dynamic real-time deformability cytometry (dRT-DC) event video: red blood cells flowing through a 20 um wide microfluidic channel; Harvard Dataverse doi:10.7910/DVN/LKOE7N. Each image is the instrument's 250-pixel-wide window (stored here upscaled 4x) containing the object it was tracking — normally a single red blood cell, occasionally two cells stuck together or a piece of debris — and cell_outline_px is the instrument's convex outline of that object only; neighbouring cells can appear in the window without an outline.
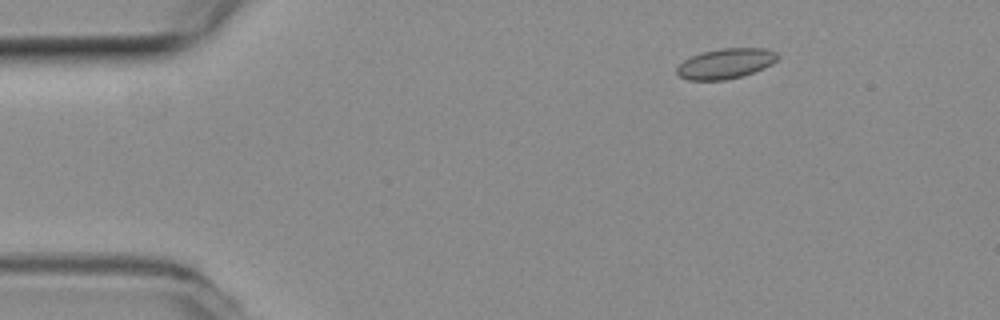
{"species": "common noctule bat (a hibernating species)", "species_latin": "Nyctalus noctula", "temperature_condition": "room temperature", "stored_images_in_passage": 10, "camera_frame_rate_fps": 3000, "um_per_image_px": 0.085, "animal": {"sex": "female", "body_mass_g": 19.3, "forearm_length_mm": 54.1}, "frame": {"image": 1, "passage_image": 2, "time_ms": 0.333, "image_size_px": [1000, 320], "cell_outline_px": [[780, 56], [772, 64], [764, 68], [740, 76], [724, 80], [688, 80], [680, 76], [676, 72], [676, 68], [684, 60], [700, 52], [720, 48], [764, 48], [776, 52]], "centroid_in_image_um": [61.67, 5.39], "position_along_channel_um": 23.3, "area_um2": 17.69}}
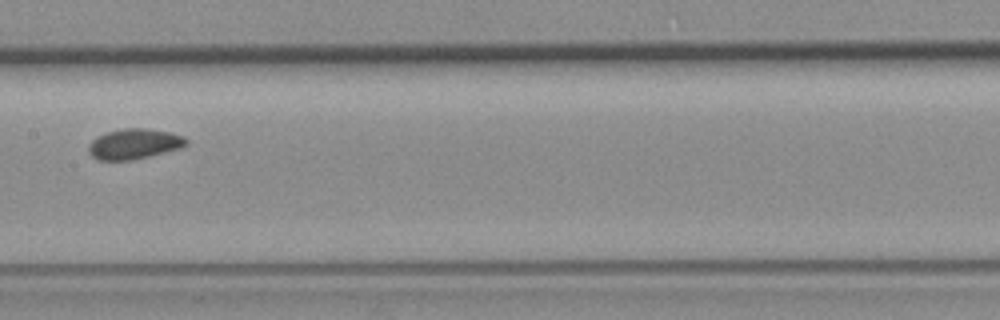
{"frame": {"image": 2, "passage_image": 7, "time_ms": 2.0, "image_size_px": [1000, 320], "cell_outline_px": [[188, 144], [180, 148], [132, 160], [100, 160], [92, 156], [88, 152], [88, 144], [96, 136], [108, 132], [124, 128], [144, 128], [172, 132], [184, 136], [188, 140]], "centroid_in_image_um": [11.4, 12.22], "position_along_channel_um": 196.0, "area_um2": 17.28}}
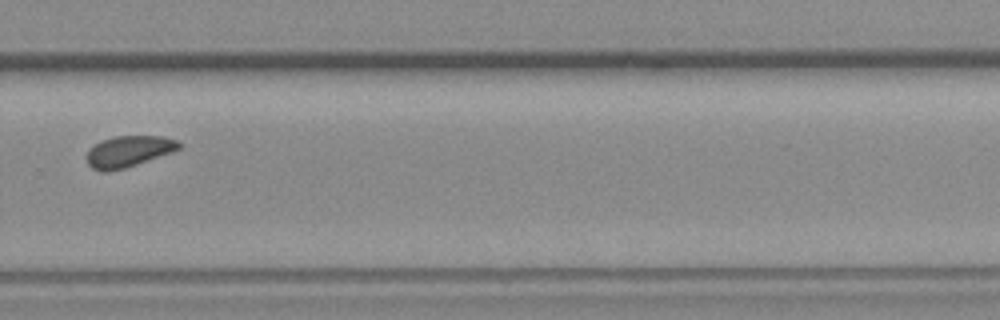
{"frame": {"image": 3, "passage_image": 10, "time_ms": 3.0, "image_size_px": [1000, 320], "cell_outline_px": [[180, 148], [172, 152], [124, 168], [108, 172], [104, 172], [92, 168], [88, 164], [88, 152], [100, 140], [116, 136], [164, 136], [176, 140], [180, 144]], "centroid_in_image_um": [10.94, 12.86], "position_along_channel_um": 318.9, "area_um2": 16.47}}